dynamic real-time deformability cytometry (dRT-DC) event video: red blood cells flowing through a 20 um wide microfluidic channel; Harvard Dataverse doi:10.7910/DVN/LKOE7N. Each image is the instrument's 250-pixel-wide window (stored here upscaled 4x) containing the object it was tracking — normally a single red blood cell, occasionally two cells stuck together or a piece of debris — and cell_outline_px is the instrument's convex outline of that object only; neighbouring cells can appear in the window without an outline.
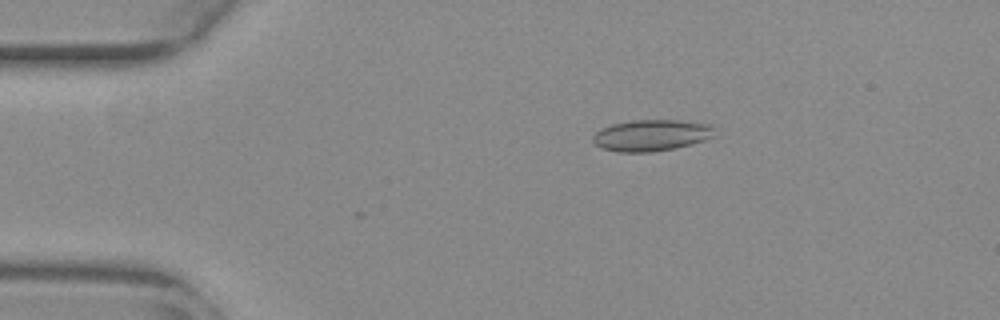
{"species": "common noctule bat (a hibernating species)", "species_latin": "Nyctalus noctula", "temperature_condition": "warm", "stored_images_in_passage": 42, "camera_frame_rate_fps": 3000, "um_per_image_px": 0.085, "animal": {"sex": "female", "body_mass_g": 29.2, "forearm_length_mm": 56.3}, "frame": {"image": 1, "passage_image": 10, "time_ms": 3.0, "image_size_px": [1000, 320], "cell_outline_px": [[716, 136], [692, 144], [676, 148], [652, 152], [620, 152], [604, 148], [596, 144], [592, 140], [592, 136], [600, 128], [612, 124], [632, 120], [680, 120], [708, 124], [716, 128]], "centroid_in_image_um": [55.41, 11.49], "position_along_channel_um": 29.6, "area_um2": 22.43}}
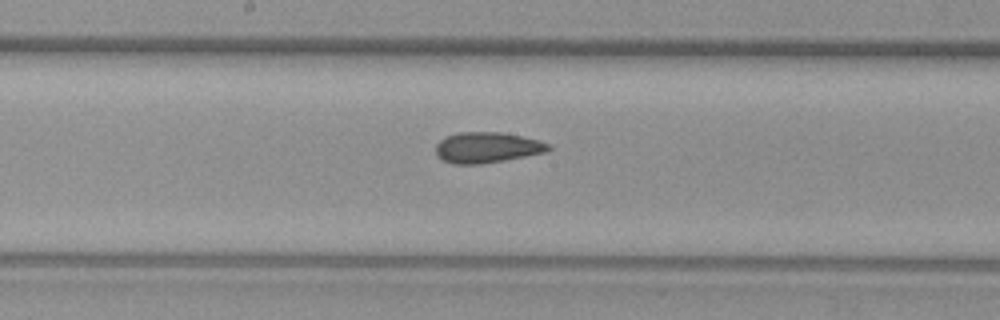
{"frame": {"image": 2, "passage_image": 28, "time_ms": 9.0, "image_size_px": [1000, 320], "cell_outline_px": [[552, 148], [544, 152], [504, 160], [480, 164], [452, 164], [436, 156], [436, 144], [444, 136], [460, 132], [500, 132], [540, 140], [548, 144]], "centroid_in_image_um": [41.35, 12.53], "position_along_channel_um": 206.9, "area_um2": 20.06}}
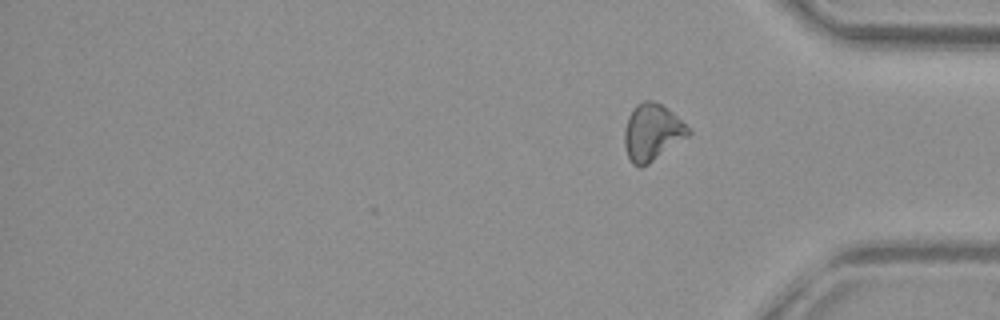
{"frame": {"image": 3, "passage_image": 42, "time_ms": 13.667, "image_size_px": [1000, 320], "cell_outline_px": [[692, 132], [688, 136], [648, 164], [640, 168], [632, 164], [628, 156], [624, 144], [624, 128], [628, 116], [636, 104], [644, 100], [652, 100], [660, 104], [672, 112]], "centroid_in_image_um": [55.39, 11.25], "position_along_channel_um": 379.8, "area_um2": 20.92}, "authors_computed_cell_mechanics": {"area_um2": 20.4323, "velocity_mm_per_s": 3.887, "shape_relaxation_time_tau1_ms": null, "shape_relaxation_time_tau2_ms": 3.6645, "deformation_change_tau1": null, "deformation_change_tau2": 0.1068}}